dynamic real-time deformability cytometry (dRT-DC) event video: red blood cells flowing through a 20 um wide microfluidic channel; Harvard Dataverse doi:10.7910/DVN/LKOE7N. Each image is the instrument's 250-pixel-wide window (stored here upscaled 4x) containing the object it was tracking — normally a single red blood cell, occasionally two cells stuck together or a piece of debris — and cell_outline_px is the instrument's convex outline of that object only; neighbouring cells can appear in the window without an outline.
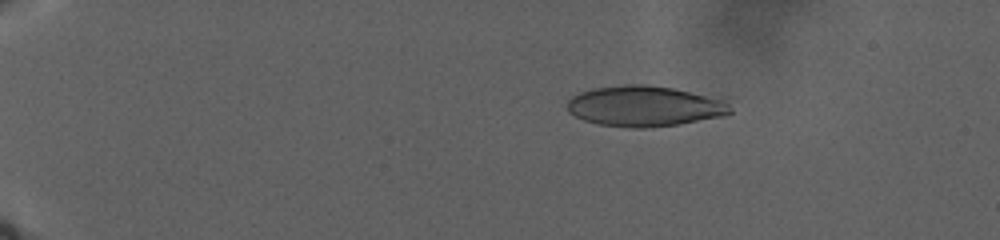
{"species": "human", "species_latin": "Homo sapiens", "temperature_condition": "warm", "stored_images_in_passage": 60, "camera_frame_rate_fps": 3000, "um_per_image_px": 0.085, "donor": {"sex": "male"}, "frame": {"image": 1, "passage_image": 17, "time_ms": 7.667, "image_size_px": [1000, 240], "cell_outline_px": [[732, 112], [724, 116], [680, 124], [648, 128], [632, 128], [600, 124], [584, 120], [568, 112], [568, 100], [572, 96], [580, 92], [596, 88], [624, 84], [644, 84], [672, 88], [724, 100], [732, 108]], "centroid_in_image_um": [54.79, 9.03], "position_along_channel_um": 30.2, "area_um2": 38.38}}
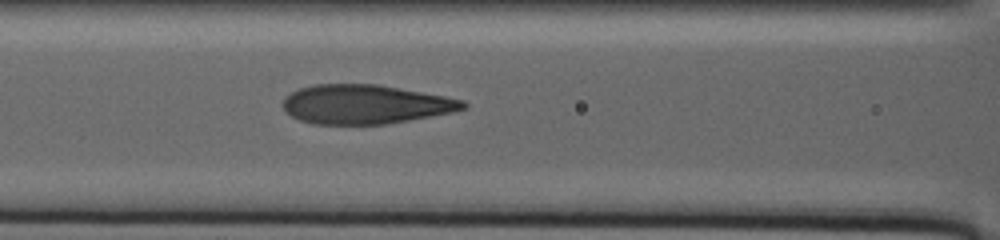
{"frame": {"image": 2, "passage_image": 40, "time_ms": 19.667, "image_size_px": [1000, 240], "cell_outline_px": [[468, 108], [452, 112], [408, 120], [384, 124], [312, 124], [300, 120], [284, 112], [284, 96], [300, 88], [316, 84], [376, 84], [444, 96], [464, 100], [468, 104]], "centroid_in_image_um": [31.04, 8.87], "position_along_channel_um": 135.6, "area_um2": 40.92}}
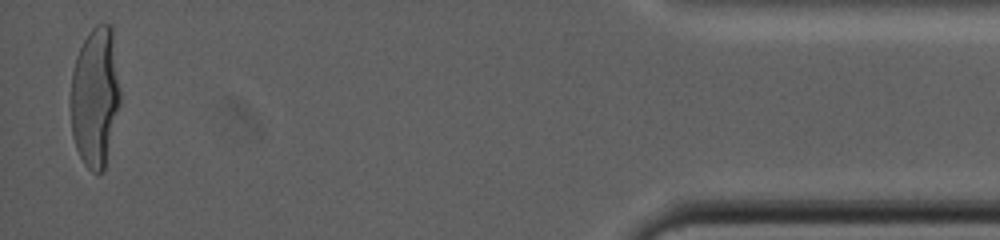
{"frame": {"image": 3, "passage_image": 60, "time_ms": 38.667, "image_size_px": [1000, 240], "cell_outline_px": [[120, 104], [104, 172], [92, 172], [84, 164], [76, 148], [72, 136], [72, 72], [76, 56], [88, 32], [96, 24], [112, 24], [120, 92]], "centroid_in_image_um": [8.11, 8.24], "position_along_channel_um": 427.1, "area_um2": 40.29}}